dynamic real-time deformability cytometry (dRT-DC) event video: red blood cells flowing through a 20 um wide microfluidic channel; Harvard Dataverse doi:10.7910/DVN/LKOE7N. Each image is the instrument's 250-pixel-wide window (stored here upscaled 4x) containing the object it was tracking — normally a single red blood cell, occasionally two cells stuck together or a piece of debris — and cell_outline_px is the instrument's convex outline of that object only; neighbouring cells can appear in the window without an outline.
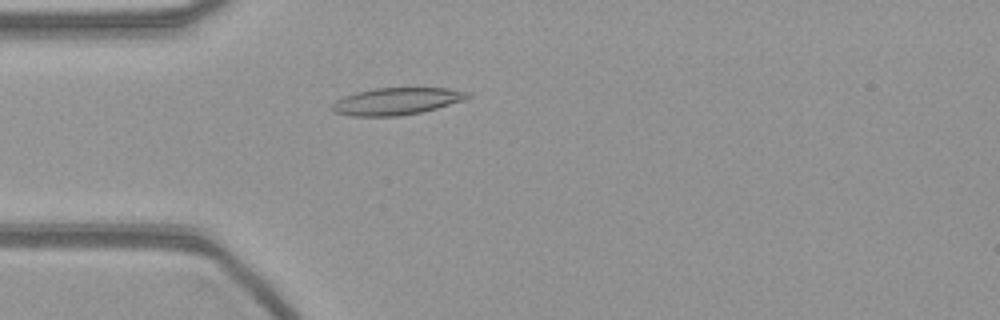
{"species": "common noctule bat (a hibernating species)", "species_latin": "Nyctalus noctula", "temperature_condition": "warm", "stored_images_in_passage": 55, "camera_frame_rate_fps": 3000, "um_per_image_px": 0.085, "animal": {"sex": "female", "body_mass_g": 21.9}, "frame": {"image": 1, "passage_image": 15, "time_ms": 4.667, "image_size_px": [1000, 320], "cell_outline_px": [[472, 96], [464, 100], [436, 108], [420, 112], [400, 116], [352, 116], [336, 112], [332, 108], [332, 104], [336, 100], [344, 96], [356, 92], [376, 88], [448, 88], [472, 92]], "centroid_in_image_um": [33.75, 8.6], "position_along_channel_um": 51.2, "area_um2": 21.33}}
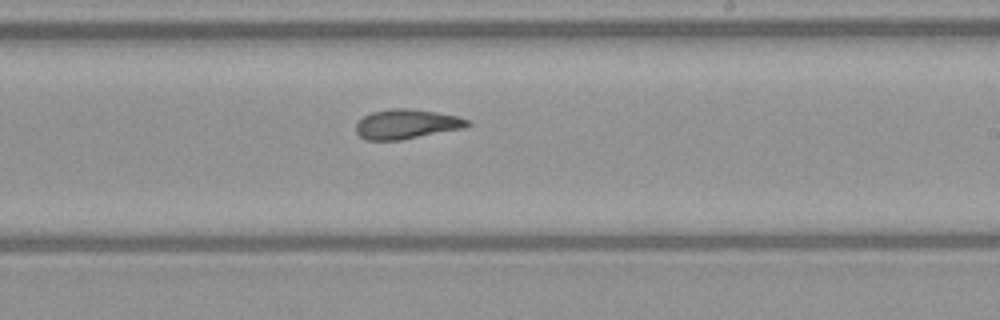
{"frame": {"image": 2, "passage_image": 32, "time_ms": 10.333, "image_size_px": [1000, 320], "cell_outline_px": [[472, 124], [464, 128], [400, 140], [364, 140], [356, 132], [356, 124], [364, 116], [372, 112], [388, 108], [408, 108], [436, 112], [456, 116], [472, 120]], "centroid_in_image_um": [34.57, 10.54], "position_along_channel_um": 254.4, "area_um2": 19.31}}
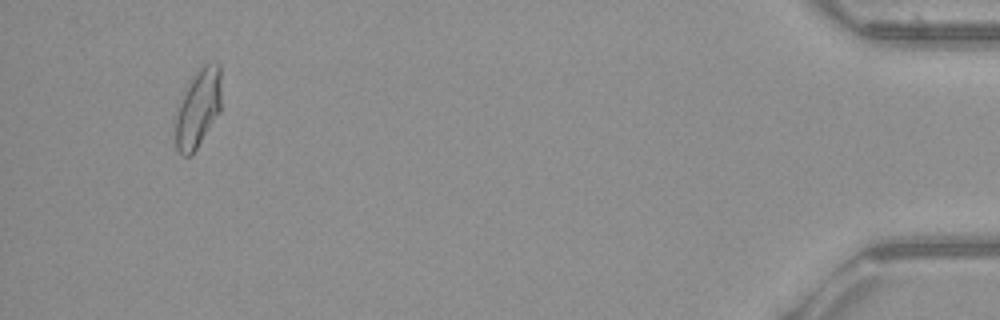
{"frame": {"image": 3, "passage_image": 52, "time_ms": 17.0, "image_size_px": [1000, 320], "cell_outline_px": [[220, 112], [192, 156], [184, 156], [176, 148], [176, 116], [180, 104], [192, 80], [200, 68], [208, 60], [216, 60], [220, 64]], "centroid_in_image_um": [16.88, 9.21], "position_along_channel_um": 418.3, "area_um2": 20.52}}